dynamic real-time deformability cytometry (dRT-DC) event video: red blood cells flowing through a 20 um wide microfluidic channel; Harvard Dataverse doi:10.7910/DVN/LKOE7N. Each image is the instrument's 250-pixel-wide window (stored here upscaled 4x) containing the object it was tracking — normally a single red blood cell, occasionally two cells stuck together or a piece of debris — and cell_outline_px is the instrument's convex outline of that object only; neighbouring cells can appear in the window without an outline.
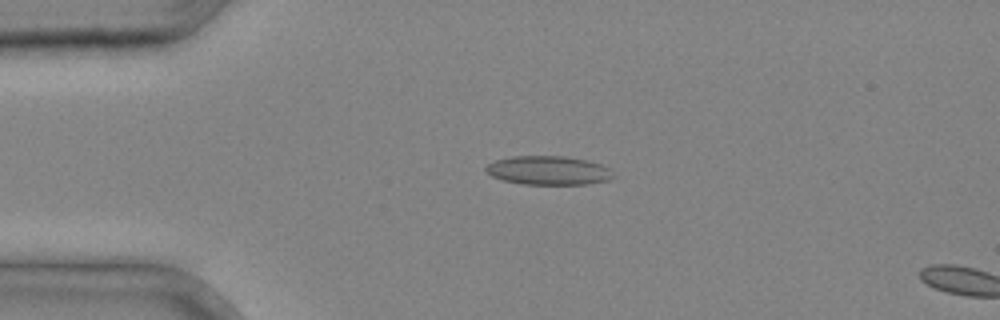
{"species": "common noctule bat (a hibernating species)", "species_latin": "Nyctalus noctula", "temperature_condition": "cold", "stored_images_in_passage": 9, "camera_frame_rate_fps": 3000, "um_per_image_px": 0.085, "animal": {"sex": "male", "body_mass_g": 20.4}, "frame": {"image": 1, "passage_image": 8, "time_ms": 2.333, "image_size_px": [1000, 320], "cell_outline_px": [[616, 176], [608, 180], [588, 184], [520, 184], [504, 180], [492, 176], [484, 168], [488, 164], [496, 160], [512, 156], [564, 156], [584, 160], [600, 164], [608, 168]], "centroid_in_image_um": [46.62, 14.49], "position_along_channel_um": 38.4, "area_um2": 21.27}}